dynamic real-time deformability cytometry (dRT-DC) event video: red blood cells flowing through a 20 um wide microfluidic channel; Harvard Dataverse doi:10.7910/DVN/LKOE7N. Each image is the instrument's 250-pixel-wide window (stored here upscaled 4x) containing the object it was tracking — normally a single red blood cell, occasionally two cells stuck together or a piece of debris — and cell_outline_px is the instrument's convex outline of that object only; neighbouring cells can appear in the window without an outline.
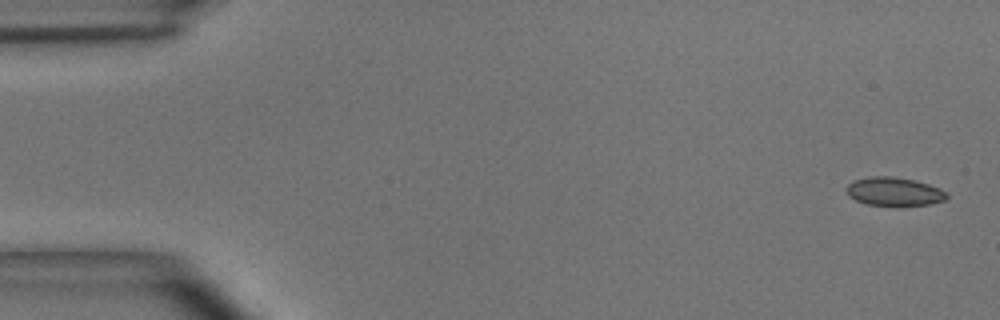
{"species": "common noctule bat (a hibernating species)", "species_latin": "Nyctalus noctula", "temperature_condition": "room temperature", "stored_images_in_passage": 3, "camera_frame_rate_fps": 3000, "um_per_image_px": 0.085, "animal": {"sex": "male", "body_mass_g": 15.6}, "frame": {"image": 1, "passage_image": 1, "time_ms": 0.0, "image_size_px": [1000, 320], "cell_outline_px": [[948, 196], [944, 200], [932, 204], [900, 208], [868, 204], [856, 200], [848, 196], [844, 188], [852, 180], [868, 176], [888, 176], [916, 180], [940, 188], [948, 192]], "centroid_in_image_um": [76.0, 16.31], "position_along_channel_um": 9.0, "area_um2": 17.46}}